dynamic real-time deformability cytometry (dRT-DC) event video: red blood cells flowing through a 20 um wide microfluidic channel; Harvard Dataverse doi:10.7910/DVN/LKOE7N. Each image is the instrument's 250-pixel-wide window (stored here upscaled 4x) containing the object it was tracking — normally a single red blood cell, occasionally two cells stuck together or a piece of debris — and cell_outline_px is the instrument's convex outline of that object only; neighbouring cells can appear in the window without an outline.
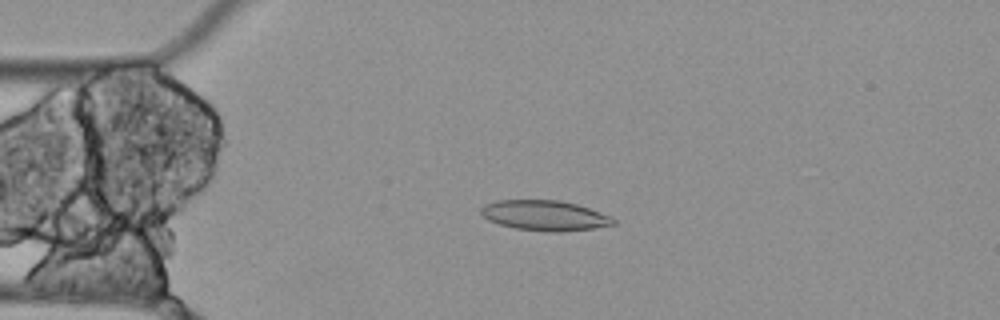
{"species": "Egyptian fruit bat (a non-hibernating species)", "species_latin": "Rousettus aegyptiacus", "temperature_condition": "cold", "stored_images_in_passage": 8, "camera_frame_rate_fps": 3000, "um_per_image_px": 0.085, "animal": {"sex": "female"}, "frame": {"image": 1, "passage_image": 2, "time_ms": 0.333, "image_size_px": [1000, 320], "cell_outline_px": [[616, 224], [592, 228], [560, 232], [548, 232], [516, 228], [500, 224], [488, 220], [480, 212], [480, 208], [484, 204], [496, 200], [560, 200], [576, 204], [612, 216], [616, 220]], "centroid_in_image_um": [46.3, 18.31], "position_along_channel_um": 38.7, "area_um2": 23.29}}
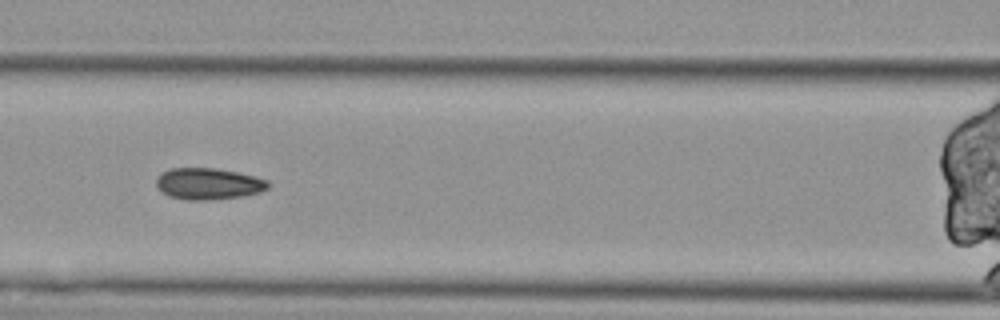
{"frame": {"image": 2, "passage_image": 5, "time_ms": 1.333, "image_size_px": [1000, 320], "cell_outline_px": [[268, 188], [260, 192], [240, 196], [204, 200], [188, 200], [168, 196], [160, 192], [156, 188], [156, 180], [160, 172], [168, 168], [216, 168], [236, 172], [268, 180]], "centroid_in_image_um": [17.63, 15.61], "position_along_channel_um": 149.0, "area_um2": 20.52}}
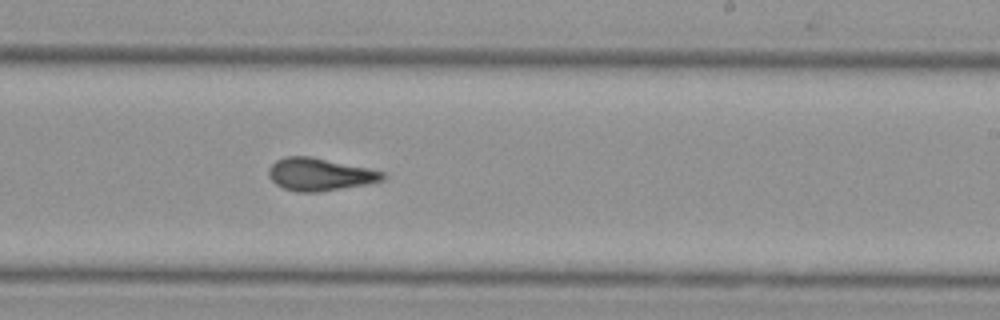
{"frame": {"image": 3, "passage_image": 8, "time_ms": 2.333, "image_size_px": [1000, 320], "cell_outline_px": [[388, 176], [384, 180], [364, 184], [316, 192], [296, 192], [284, 188], [276, 184], [268, 176], [268, 168], [276, 160], [284, 156], [312, 156], [368, 168], [384, 172]], "centroid_in_image_um": [27.16, 14.81], "position_along_channel_um": 261.8, "area_um2": 21.62}}